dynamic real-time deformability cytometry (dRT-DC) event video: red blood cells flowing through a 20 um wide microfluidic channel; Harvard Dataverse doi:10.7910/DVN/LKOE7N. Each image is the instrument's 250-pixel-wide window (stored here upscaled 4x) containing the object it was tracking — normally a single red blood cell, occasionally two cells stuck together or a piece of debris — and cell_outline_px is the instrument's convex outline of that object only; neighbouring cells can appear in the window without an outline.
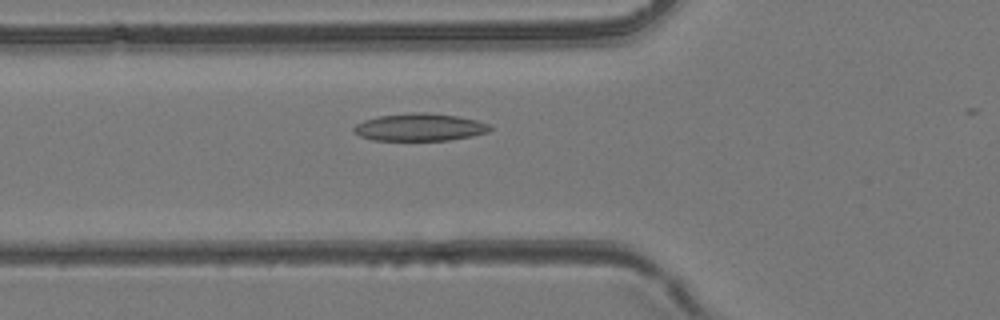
{"species": "common noctule bat (a hibernating species)", "species_latin": "Nyctalus noctula", "temperature_condition": "room temperature", "stored_images_in_passage": 44, "camera_frame_rate_fps": 3000, "um_per_image_px": 0.085, "animal": {"sex": "female", "body_mass_g": 24.6, "forearm_length_mm": 56.2}, "frame": {"image": 1, "passage_image": 17, "time_ms": 5.333, "image_size_px": [1000, 320], "cell_outline_px": [[492, 128], [488, 132], [472, 136], [448, 140], [372, 140], [360, 136], [352, 128], [356, 124], [364, 120], [380, 116], [412, 112], [424, 112], [456, 116], [476, 120], [492, 124]], "centroid_in_image_um": [35.7, 10.81], "position_along_channel_um": 90.1, "area_um2": 21.73}}
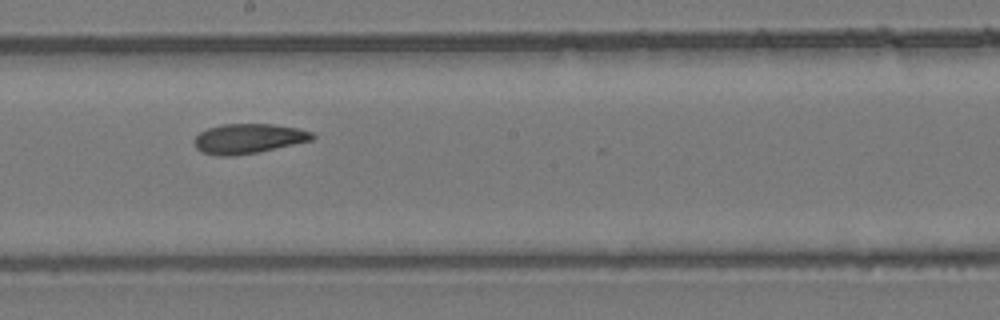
{"frame": {"image": 2, "passage_image": 26, "time_ms": 8.333, "image_size_px": [1000, 320], "cell_outline_px": [[316, 136], [312, 140], [256, 152], [232, 156], [220, 156], [200, 152], [196, 148], [192, 140], [200, 132], [208, 128], [224, 124], [272, 124], [296, 128], [312, 132]], "centroid_in_image_um": [21.06, 11.78], "position_along_channel_um": 227.1, "area_um2": 20.35}}
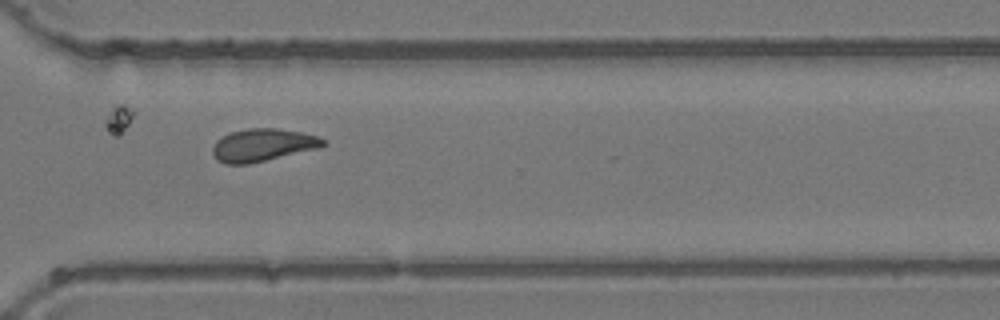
{"frame": {"image": 3, "passage_image": 34, "time_ms": 11.0, "image_size_px": [1000, 320], "cell_outline_px": [[328, 144], [320, 148], [248, 164], [224, 164], [216, 160], [212, 152], [212, 148], [216, 140], [232, 132], [248, 128], [276, 128], [300, 132], [316, 136], [328, 140]], "centroid_in_image_um": [22.35, 12.33], "position_along_channel_um": 348.2, "area_um2": 21.1}}